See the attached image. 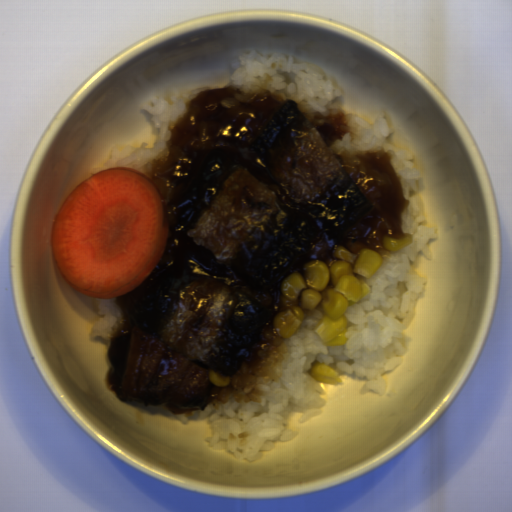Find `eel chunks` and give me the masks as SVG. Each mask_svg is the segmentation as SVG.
I'll use <instances>...</instances> for the list:
<instances>
[{
  "label": "eel chunks",
  "mask_w": 512,
  "mask_h": 512,
  "mask_svg": "<svg viewBox=\"0 0 512 512\" xmlns=\"http://www.w3.org/2000/svg\"><path fill=\"white\" fill-rule=\"evenodd\" d=\"M341 110L309 111L269 89L201 88L145 170L162 199L165 248L132 291L106 346L104 386L120 403L191 416L262 360L286 311L284 281L336 246L387 253L409 201L385 151L343 156Z\"/></svg>",
  "instance_id": "eel-chunks-1"
}]
</instances>
